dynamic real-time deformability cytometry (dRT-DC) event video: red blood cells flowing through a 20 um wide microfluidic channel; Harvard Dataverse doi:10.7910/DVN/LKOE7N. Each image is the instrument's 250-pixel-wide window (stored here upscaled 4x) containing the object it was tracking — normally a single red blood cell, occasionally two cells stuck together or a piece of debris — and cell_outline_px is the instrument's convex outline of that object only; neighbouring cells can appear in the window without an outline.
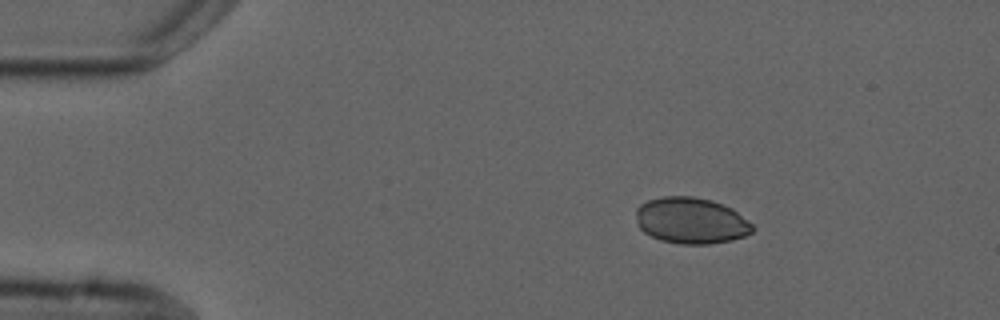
{"species": "common noctule bat (a hibernating species)", "species_latin": "Nyctalus noctula", "temperature_condition": "cold", "stored_images_in_passage": 4, "camera_frame_rate_fps": 3000, "um_per_image_px": 0.085, "animal": {"sex": "male", "forearm_length_mm": 52.5}, "frame": {"image": 1, "passage_image": 2, "time_ms": 1.667, "image_size_px": [1000, 320], "cell_outline_px": [[756, 228], [752, 232], [744, 236], [732, 240], [708, 244], [680, 244], [660, 240], [644, 232], [636, 224], [636, 208], [640, 204], [648, 200], [664, 196], [692, 196], [712, 200], [732, 208], [748, 220]], "centroid_in_image_um": [58.74, 18.75], "position_along_channel_um": 26.3, "area_um2": 31.62}}